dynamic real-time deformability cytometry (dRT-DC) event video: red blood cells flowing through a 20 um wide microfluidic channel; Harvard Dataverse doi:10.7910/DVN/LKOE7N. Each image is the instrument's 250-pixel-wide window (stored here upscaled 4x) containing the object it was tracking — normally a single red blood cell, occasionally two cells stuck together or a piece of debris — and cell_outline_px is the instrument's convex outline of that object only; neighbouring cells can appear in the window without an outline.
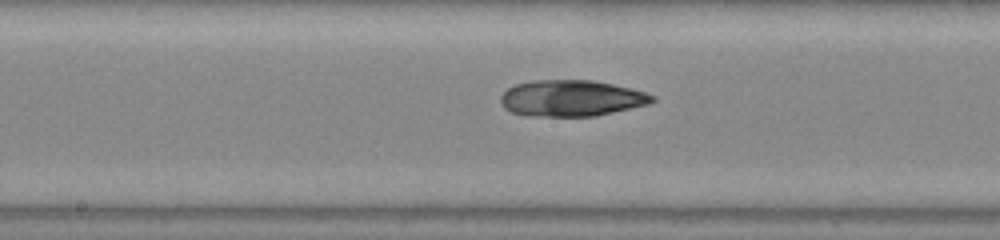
{"species": "common noctule bat (a hibernating species)", "species_latin": "Nyctalus noctula", "temperature_condition": "warm", "stored_images_in_passage": 34, "camera_frame_rate_fps": 3000, "um_per_image_px": 0.085, "animal": {"sex": "male", "body_mass_g": 20.0, "forearm_length_mm": 53.3}, "frame": {"image": 1, "passage_image": 11, "time_ms": 3.333, "image_size_px": [1000, 240], "cell_outline_px": [[656, 100], [648, 104], [596, 116], [528, 116], [512, 112], [504, 108], [500, 104], [500, 96], [508, 88], [516, 84], [532, 80], [592, 80], [612, 84], [644, 92], [656, 96]], "centroid_in_image_um": [48.54, 8.35], "position_along_channel_um": 199.7, "area_um2": 32.02}}
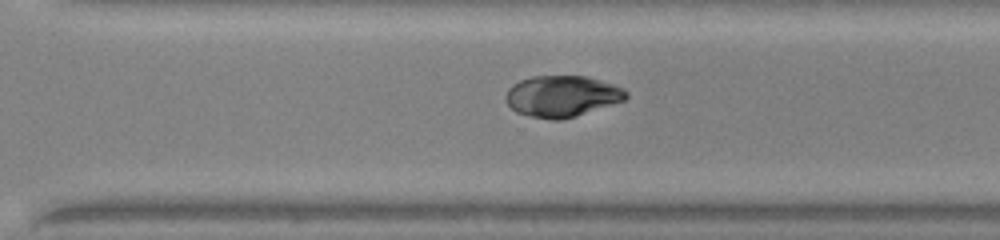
{"frame": {"image": 2, "passage_image": 20, "time_ms": 6.333, "image_size_px": [1000, 240], "cell_outline_px": [[628, 96], [624, 100], [564, 120], [552, 120], [528, 116], [516, 112], [508, 104], [508, 88], [512, 84], [520, 80], [532, 76], [588, 76], [624, 88], [628, 92]], "centroid_in_image_um": [47.78, 8.18], "position_along_channel_um": 322.8, "area_um2": 28.84}}
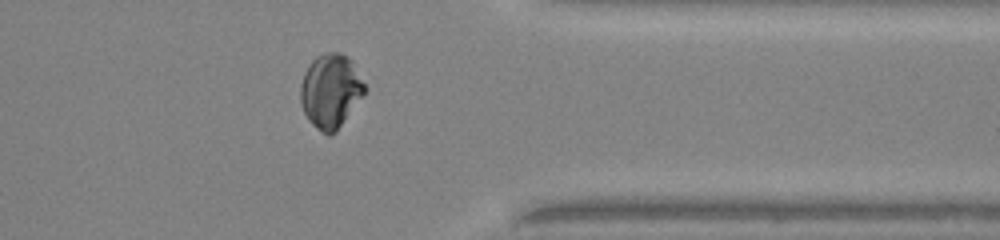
{"frame": {"image": 3, "passage_image": 25, "time_ms": 8.0, "image_size_px": [1000, 240], "cell_outline_px": [[368, 88], [336, 132], [328, 136], [320, 132], [308, 120], [304, 112], [300, 100], [300, 84], [304, 72], [308, 64], [316, 56], [324, 52], [340, 52], [348, 56], [352, 60]], "centroid_in_image_um": [28.1, 7.71], "position_along_channel_um": 383.3, "area_um2": 28.09}}